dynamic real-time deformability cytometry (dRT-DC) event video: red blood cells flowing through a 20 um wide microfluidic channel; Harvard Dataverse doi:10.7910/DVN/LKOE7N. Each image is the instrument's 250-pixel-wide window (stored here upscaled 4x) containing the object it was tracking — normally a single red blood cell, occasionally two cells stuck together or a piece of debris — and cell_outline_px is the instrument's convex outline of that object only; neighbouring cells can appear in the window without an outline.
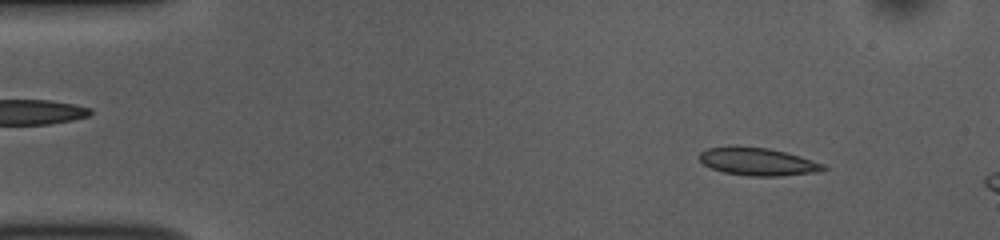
{"species": "common noctule bat (a hibernating species)", "species_latin": "Nyctalus noctula", "temperature_condition": "room temperature", "stored_images_in_passage": 11, "camera_frame_rate_fps": 3000, "um_per_image_px": 0.085, "animal": {"sex": "female", "body_mass_g": 10.0, "forearm_length_mm": 53.1}, "frame": {"image": 1, "passage_image": 5, "time_ms": 1.333, "image_size_px": [1000, 240], "cell_outline_px": [[828, 168], [816, 172], [780, 176], [748, 176], [724, 172], [712, 168], [704, 164], [700, 160], [700, 152], [708, 148], [768, 148], [800, 156], [828, 164]], "centroid_in_image_um": [64.51, 13.77], "position_along_channel_um": 20.5, "area_um2": 19.54}}